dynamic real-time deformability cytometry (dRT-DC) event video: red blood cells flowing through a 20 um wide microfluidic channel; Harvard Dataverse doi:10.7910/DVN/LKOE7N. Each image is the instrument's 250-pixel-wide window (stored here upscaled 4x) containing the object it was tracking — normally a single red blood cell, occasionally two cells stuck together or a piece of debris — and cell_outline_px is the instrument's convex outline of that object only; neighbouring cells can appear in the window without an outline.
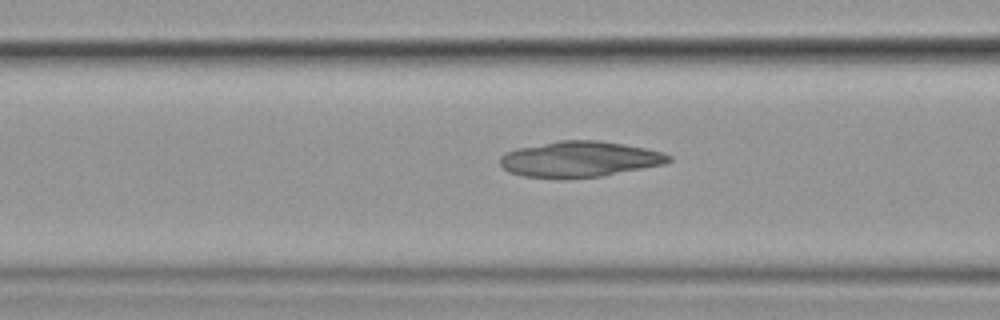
{"species": "common noctule bat (a hibernating species)", "species_latin": "Nyctalus noctula", "temperature_condition": "cold", "stored_images_in_passage": 47, "camera_frame_rate_fps": 3000, "um_per_image_px": 0.085, "animal": {"sex": "female", "body_mass_g": 19.9}, "frame": {"image": 1, "passage_image": 13, "time_ms": 4.0, "image_size_px": [1000, 320], "cell_outline_px": [[672, 160], [664, 164], [600, 176], [524, 176], [508, 172], [500, 164], [500, 156], [516, 148], [560, 140], [596, 140], [624, 144], [664, 152], [672, 156]], "centroid_in_image_um": [49.29, 13.49], "position_along_channel_um": 117.3, "area_um2": 34.28}}
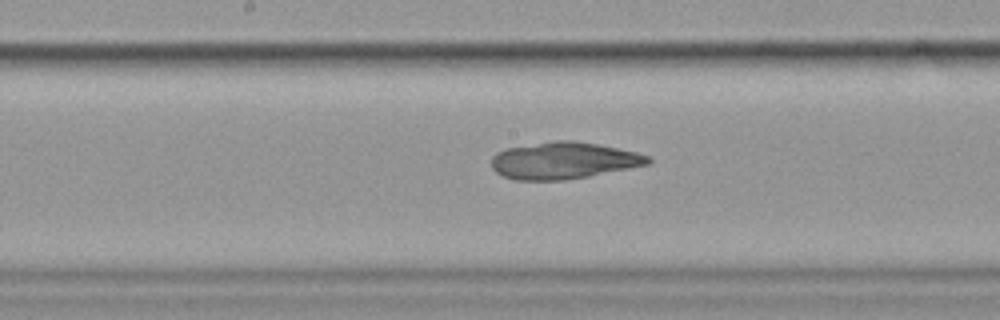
{"frame": {"image": 2, "passage_image": 20, "time_ms": 6.333, "image_size_px": [1000, 320], "cell_outline_px": [[652, 160], [648, 164], [588, 176], [564, 180], [512, 180], [500, 176], [492, 168], [492, 156], [496, 152], [508, 148], [556, 140], [572, 140], [596, 144], [636, 152], [648, 156]], "centroid_in_image_um": [47.85, 13.65], "position_along_channel_um": 200.4, "area_um2": 33.35}}
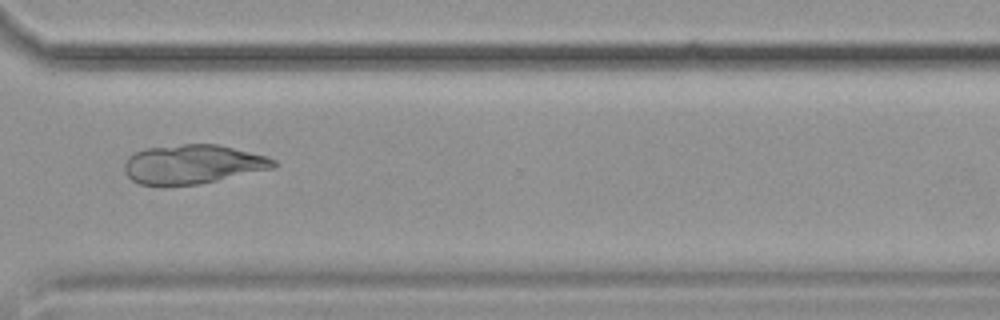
{"frame": {"image": 3, "passage_image": 33, "time_ms": 10.667, "image_size_px": [1000, 320], "cell_outline_px": [[276, 164], [272, 168], [200, 184], [164, 188], [156, 188], [140, 184], [132, 180], [124, 172], [124, 164], [128, 156], [144, 148], [184, 144], [216, 144], [268, 156], [276, 160]], "centroid_in_image_um": [16.3, 13.99], "position_along_channel_um": 354.3, "area_um2": 34.62}}